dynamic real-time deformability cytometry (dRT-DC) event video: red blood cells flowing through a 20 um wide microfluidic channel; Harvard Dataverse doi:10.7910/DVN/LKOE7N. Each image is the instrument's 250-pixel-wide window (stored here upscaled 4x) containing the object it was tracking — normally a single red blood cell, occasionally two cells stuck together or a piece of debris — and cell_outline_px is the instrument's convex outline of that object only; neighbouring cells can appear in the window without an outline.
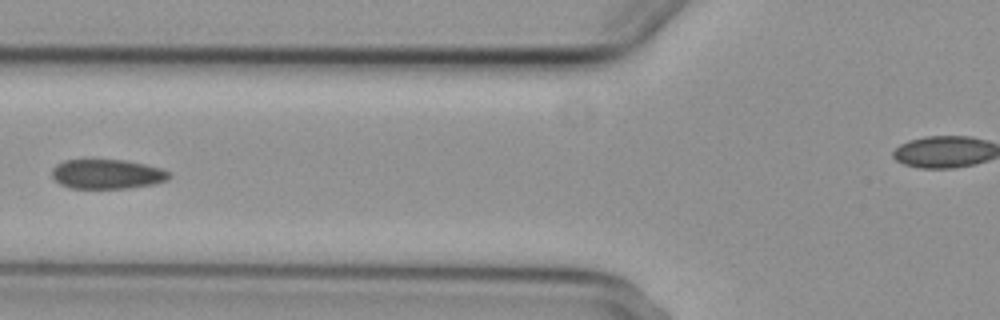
{"species": "common noctule bat (a hibernating species)", "species_latin": "Nyctalus noctula", "temperature_condition": "cold", "stored_images_in_passage": 5, "camera_frame_rate_fps": 3000, "um_per_image_px": 0.085, "animal": {"sex": "female", "body_mass_g": 29.2, "forearm_length_mm": 56.3}, "frame": {"image": 1, "passage_image": 4, "time_ms": 3.667, "image_size_px": [1000, 320], "cell_outline_px": [[172, 176], [168, 180], [152, 184], [128, 188], [72, 188], [60, 184], [52, 176], [52, 168], [56, 164], [64, 160], [124, 160], [144, 164], [160, 168], [168, 172]], "centroid_in_image_um": [9.09, 14.8], "position_along_channel_um": 116.7, "area_um2": 20.06}}
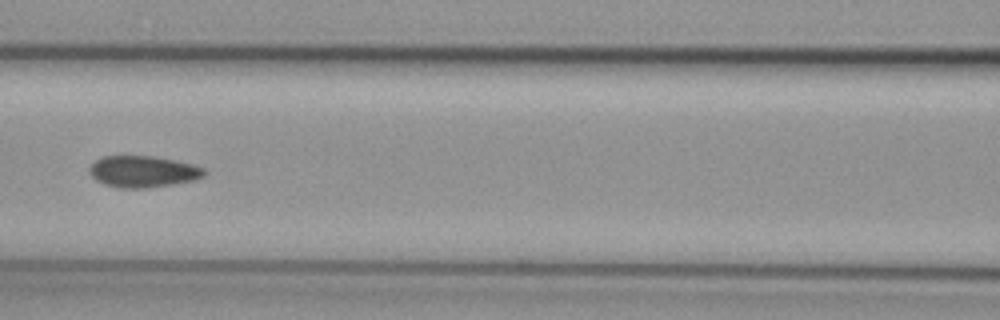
{"frame": {"image": 2, "passage_image": 5, "time_ms": 4.667, "image_size_px": [1000, 320], "cell_outline_px": [[208, 172], [204, 176], [196, 180], [172, 184], [144, 188], [120, 188], [104, 184], [96, 180], [88, 172], [88, 168], [96, 160], [104, 156], [152, 156], [192, 164], [204, 168]], "centroid_in_image_um": [12.16, 14.59], "position_along_channel_um": 154.4, "area_um2": 21.04}}